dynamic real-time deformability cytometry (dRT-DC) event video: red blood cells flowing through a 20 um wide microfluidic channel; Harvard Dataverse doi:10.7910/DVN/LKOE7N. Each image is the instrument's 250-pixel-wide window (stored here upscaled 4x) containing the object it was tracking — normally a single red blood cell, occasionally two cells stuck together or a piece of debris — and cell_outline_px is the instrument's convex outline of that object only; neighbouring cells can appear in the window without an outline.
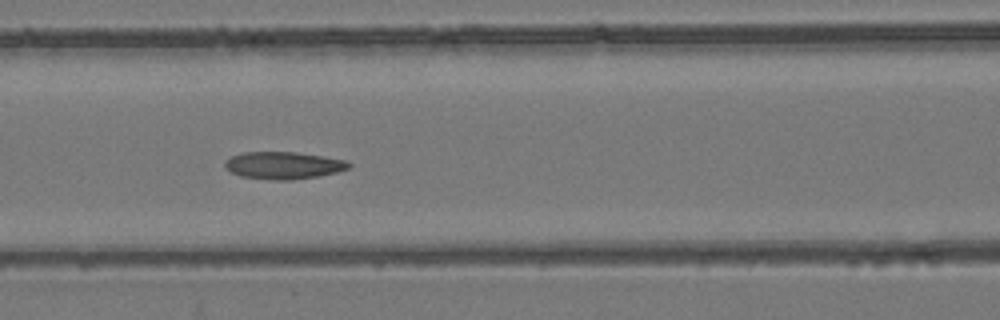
{"species": "common noctule bat (a hibernating species)", "species_latin": "Nyctalus noctula", "temperature_condition": "room temperature", "stored_images_in_passage": 7, "camera_frame_rate_fps": 3000, "um_per_image_px": 0.085, "animal": {"sex": "female", "body_mass_g": 24.6, "forearm_length_mm": 56.2}, "frame": {"image": 1, "passage_image": 5, "time_ms": 5.333, "image_size_px": [1000, 320], "cell_outline_px": [[352, 164], [348, 168], [336, 172], [320, 176], [292, 180], [276, 180], [240, 176], [224, 168], [224, 164], [232, 156], [244, 152], [296, 152], [348, 160]], "centroid_in_image_um": [24.12, 14.06], "position_along_channel_um": 142.5, "area_um2": 19.65}}
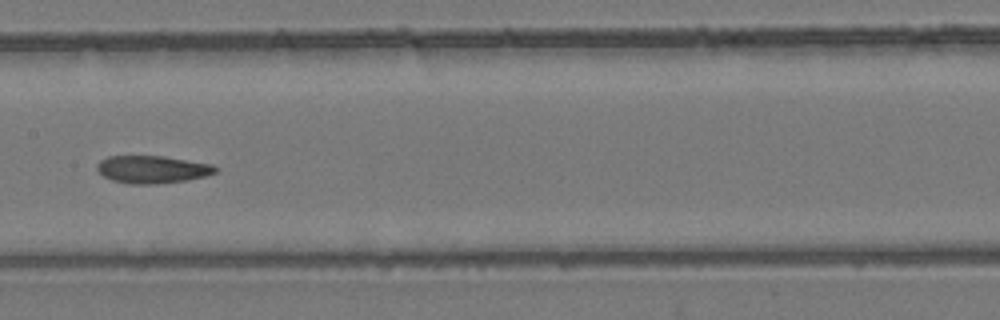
{"frame": {"image": 2, "passage_image": 6, "time_ms": 6.667, "image_size_px": [1000, 320], "cell_outline_px": [[216, 172], [204, 176], [188, 180], [156, 184], [128, 184], [112, 180], [104, 176], [96, 168], [96, 164], [100, 160], [108, 156], [164, 156], [212, 164], [216, 168]], "centroid_in_image_um": [12.92, 14.4], "position_along_channel_um": 194.5, "area_um2": 19.02}}
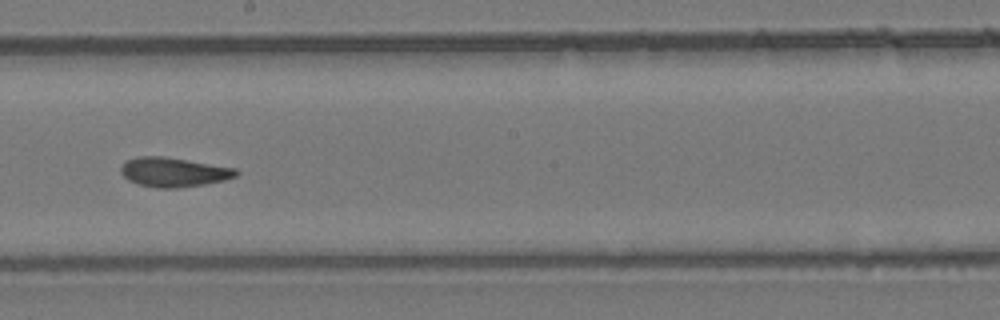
{"frame": {"image": 3, "passage_image": 7, "time_ms": 7.667, "image_size_px": [1000, 320], "cell_outline_px": [[240, 172], [236, 176], [224, 180], [204, 184], [176, 188], [156, 188], [140, 184], [128, 180], [120, 172], [120, 168], [128, 160], [140, 156], [164, 156], [236, 168]], "centroid_in_image_um": [14.78, 14.63], "position_along_channel_um": 233.4, "area_um2": 19.59}}